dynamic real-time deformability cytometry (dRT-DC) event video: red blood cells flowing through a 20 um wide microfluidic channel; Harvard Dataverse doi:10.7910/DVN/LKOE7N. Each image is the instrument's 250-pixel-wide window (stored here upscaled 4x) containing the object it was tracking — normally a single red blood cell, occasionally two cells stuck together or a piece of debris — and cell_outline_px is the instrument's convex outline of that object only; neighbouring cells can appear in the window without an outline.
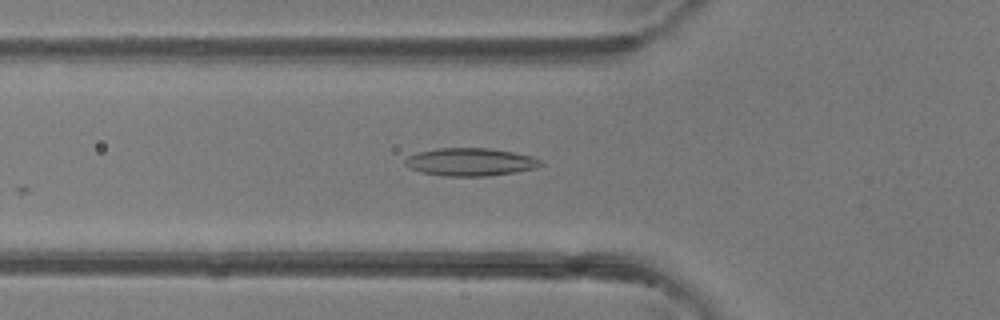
{"species": "common noctule bat (a hibernating species)", "species_latin": "Nyctalus noctula", "temperature_condition": "room temperature", "stored_images_in_passage": 20, "camera_frame_rate_fps": 3000, "um_per_image_px": 0.085, "animal": {"sex": "female"}, "frame": {"image": 1, "passage_image": 7, "time_ms": 2.0, "image_size_px": [1000, 320], "cell_outline_px": [[544, 164], [536, 168], [516, 172], [488, 176], [444, 176], [420, 172], [404, 164], [404, 160], [408, 156], [416, 152], [436, 148], [488, 148], [512, 152], [532, 156], [540, 160]], "centroid_in_image_um": [39.97, 13.77], "position_along_channel_um": 85.8, "area_um2": 22.08}}
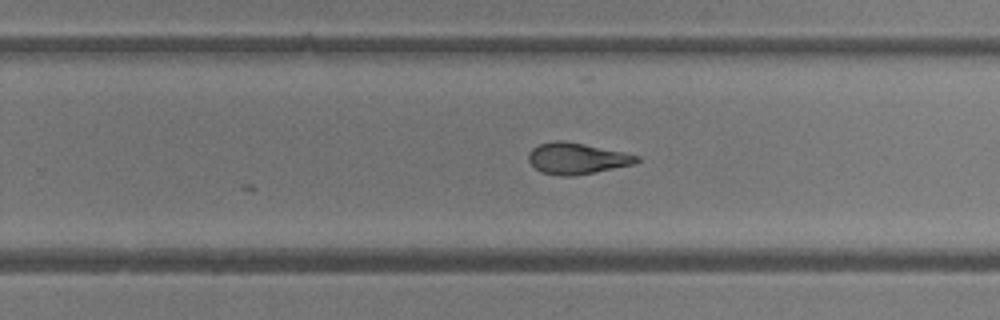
{"frame": {"image": 2, "passage_image": 20, "time_ms": 6.333, "image_size_px": [1000, 320], "cell_outline_px": [[640, 160], [632, 164], [572, 176], [560, 176], [540, 172], [528, 160], [528, 152], [532, 148], [540, 144], [556, 140], [564, 140], [584, 144], [640, 156]], "centroid_in_image_um": [48.97, 13.46], "position_along_channel_um": 280.8, "area_um2": 19.36}}